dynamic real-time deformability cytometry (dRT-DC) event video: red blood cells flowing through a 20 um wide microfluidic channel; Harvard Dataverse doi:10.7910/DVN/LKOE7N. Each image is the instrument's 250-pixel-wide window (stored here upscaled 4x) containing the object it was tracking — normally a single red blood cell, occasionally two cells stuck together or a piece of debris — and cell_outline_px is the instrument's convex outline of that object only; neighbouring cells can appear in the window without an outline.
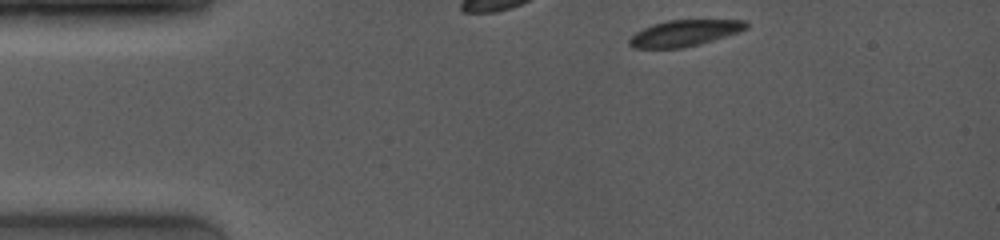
{"species": "common noctule bat (a hibernating species)", "species_latin": "Nyctalus noctula", "temperature_condition": "room temperature", "stored_images_in_passage": 7, "camera_frame_rate_fps": 4000, "um_per_image_px": 0.085, "animal": {"sex": "female", "body_mass_g": 19.0, "forearm_length_mm": 53.3}, "frame": {"image": 1, "passage_image": 1, "time_ms": 0.0, "image_size_px": [1000, 240], "cell_outline_px": [[748, 28], [740, 32], [700, 44], [684, 48], [632, 48], [628, 44], [628, 40], [636, 32], [652, 24], [668, 20], [748, 20]], "centroid_in_image_um": [58.2, 2.82], "position_along_channel_um": 26.8, "area_um2": 17.98}}